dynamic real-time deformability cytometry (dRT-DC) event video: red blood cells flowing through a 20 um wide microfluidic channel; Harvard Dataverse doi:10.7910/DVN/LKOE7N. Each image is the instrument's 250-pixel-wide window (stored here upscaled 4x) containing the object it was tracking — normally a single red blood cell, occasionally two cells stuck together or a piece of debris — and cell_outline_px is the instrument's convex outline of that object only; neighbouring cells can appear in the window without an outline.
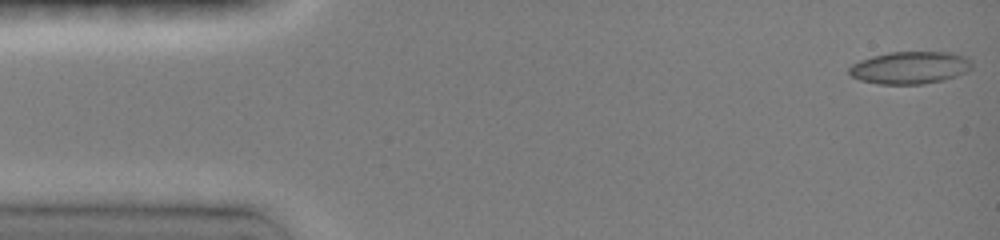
{"species": "common noctule bat (a hibernating species)", "species_latin": "Nyctalus noctula", "temperature_condition": "room temperature", "stored_images_in_passage": 7, "camera_frame_rate_fps": 3000, "um_per_image_px": 0.085, "animal": {"sex": "female", "body_mass_g": 19.0, "forearm_length_mm": 51.5}, "frame": {"image": 1, "passage_image": 1, "time_ms": 0.0, "image_size_px": [1000, 240], "cell_outline_px": [[972, 68], [968, 72], [944, 80], [924, 84], [880, 84], [860, 80], [852, 76], [848, 72], [848, 68], [852, 64], [860, 60], [872, 56], [888, 52], [952, 52], [964, 56], [972, 60]], "centroid_in_image_um": [77.38, 5.75], "position_along_channel_um": 7.6, "area_um2": 23.41}}
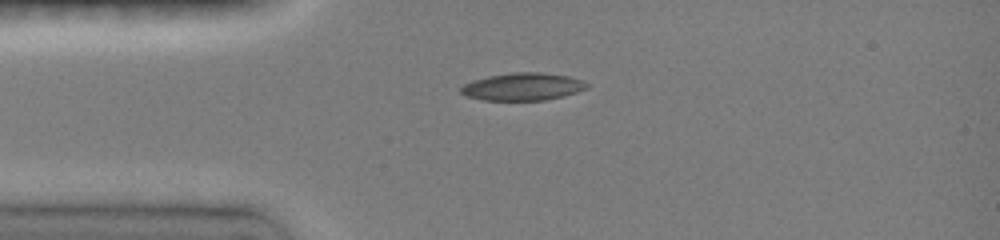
{"frame": {"image": 2, "passage_image": 5, "time_ms": 3.333, "image_size_px": [1000, 240], "cell_outline_px": [[588, 88], [576, 92], [544, 100], [484, 100], [468, 96], [460, 92], [460, 88], [464, 84], [472, 80], [488, 76], [512, 72], [540, 72], [568, 76], [580, 80], [588, 84]], "centroid_in_image_um": [44.4, 7.36], "position_along_channel_um": 40.6, "area_um2": 20.0}}